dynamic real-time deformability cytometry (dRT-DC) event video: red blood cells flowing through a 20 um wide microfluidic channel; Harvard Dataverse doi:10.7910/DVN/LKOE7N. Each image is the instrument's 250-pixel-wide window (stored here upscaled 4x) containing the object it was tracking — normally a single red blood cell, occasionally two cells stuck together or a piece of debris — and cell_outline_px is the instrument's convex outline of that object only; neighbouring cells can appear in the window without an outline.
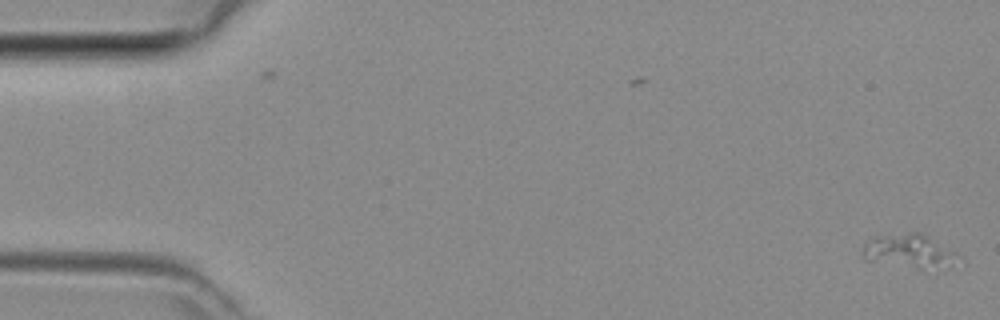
{"species": "common noctule bat (a hibernating species)", "species_latin": "Nyctalus noctula", "temperature_condition": "room temperature", "stored_images_in_passage": 46, "camera_frame_rate_fps": 3000, "um_per_image_px": 0.085, "animal": {"sex": "female", "body_mass_g": 29.2, "forearm_length_mm": 56.3}, "frame": {"image": 1, "passage_image": 1, "time_ms": 0.0, "image_size_px": [1000, 320], "cell_outline_px": [[960, 256], [952, 268], [916, 268], [864, 260], [860, 252], [864, 244], [876, 236], [912, 232], [916, 232], [928, 236], [956, 252]], "centroid_in_image_um": [77.29, 21.36], "position_along_channel_um": 7.7, "area_um2": 18.9}}
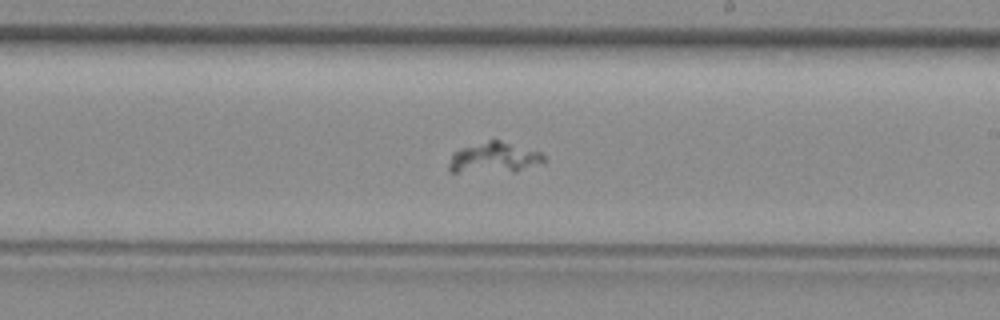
{"frame": {"image": 2, "passage_image": 27, "time_ms": 8.667, "image_size_px": [1000, 320], "cell_outline_px": [[544, 160], [516, 172], [452, 172], [448, 168], [448, 164], [452, 152], [488, 140], [500, 140], [540, 152], [544, 156]], "centroid_in_image_um": [41.95, 13.42], "position_along_channel_um": 247.1, "area_um2": 16.7}}
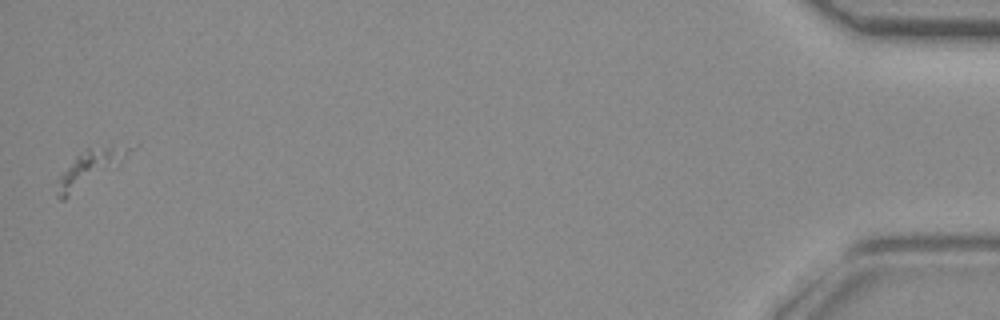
{"frame": {"image": 3, "passage_image": 46, "time_ms": 15.0, "image_size_px": [1000, 320], "cell_outline_px": [[140, 144], [116, 168], [64, 200], [60, 200], [56, 196], [56, 192], [60, 176], [76, 156], [88, 148], [112, 144]], "centroid_in_image_um": [7.78, 14.23], "position_along_channel_um": 427.4, "area_um2": 15.55}}